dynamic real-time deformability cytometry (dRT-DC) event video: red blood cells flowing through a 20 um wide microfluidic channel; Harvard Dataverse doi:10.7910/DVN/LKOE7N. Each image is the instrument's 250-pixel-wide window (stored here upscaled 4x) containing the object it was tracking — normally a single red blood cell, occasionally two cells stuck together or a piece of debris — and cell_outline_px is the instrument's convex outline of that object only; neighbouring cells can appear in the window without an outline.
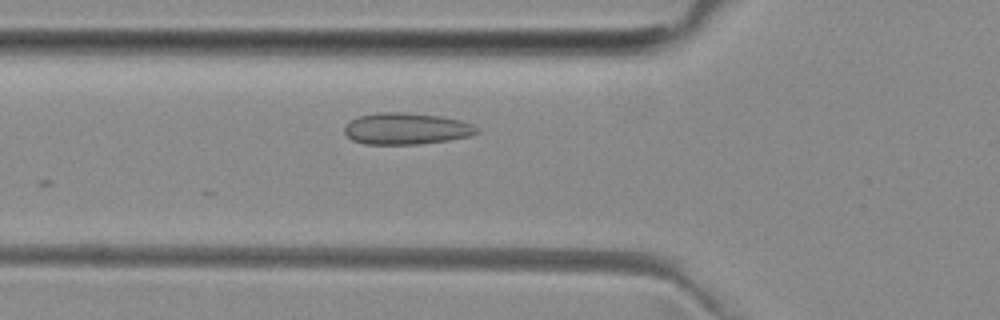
{"species": "common noctule bat (a hibernating species)", "species_latin": "Nyctalus noctula", "temperature_condition": "room temperature", "stored_images_in_passage": 8, "camera_frame_rate_fps": 3000, "um_per_image_px": 0.085, "animal": {"sex": "female", "body_mass_g": 29.2, "forearm_length_mm": 56.3}, "frame": {"image": 1, "passage_image": 2, "time_ms": 0.333, "image_size_px": [1000, 320], "cell_outline_px": [[480, 132], [472, 136], [448, 140], [416, 144], [364, 144], [352, 140], [344, 132], [344, 128], [352, 120], [360, 116], [376, 112], [404, 112], [440, 116], [460, 120], [472, 124], [480, 128]], "centroid_in_image_um": [34.58, 10.93], "position_along_channel_um": 91.2, "area_um2": 24.39}}